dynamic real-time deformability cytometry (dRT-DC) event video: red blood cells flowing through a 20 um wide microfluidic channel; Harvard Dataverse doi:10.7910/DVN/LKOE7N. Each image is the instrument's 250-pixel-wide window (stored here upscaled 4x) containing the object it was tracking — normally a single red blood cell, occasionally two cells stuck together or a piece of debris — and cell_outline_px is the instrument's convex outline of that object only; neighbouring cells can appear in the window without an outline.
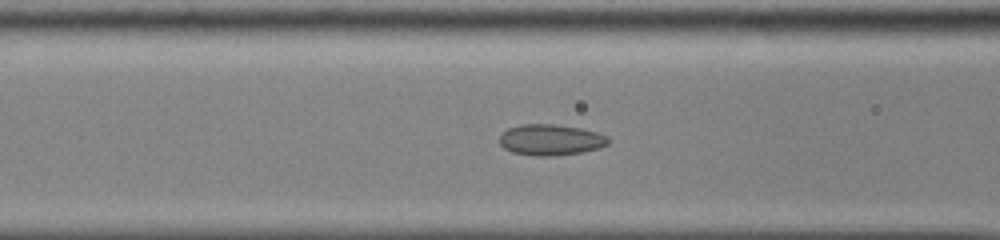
{"species": "common noctule bat (a hibernating species)", "species_latin": "Nyctalus noctula", "temperature_condition": "cold", "stored_images_in_passage": 54, "camera_frame_rate_fps": 3000, "um_per_image_px": 0.085, "animal": {"sex": "male", "body_mass_g": 13.0, "forearm_length_mm": 53.1}, "frame": {"image": 1, "passage_image": 23, "time_ms": 7.333, "image_size_px": [1000, 240], "cell_outline_px": [[608, 144], [596, 148], [580, 152], [552, 156], [536, 156], [512, 152], [504, 148], [500, 144], [500, 136], [508, 128], [520, 124], [552, 124], [580, 128], [596, 132], [608, 136]], "centroid_in_image_um": [46.77, 11.88], "position_along_channel_um": 119.8, "area_um2": 19.42}}
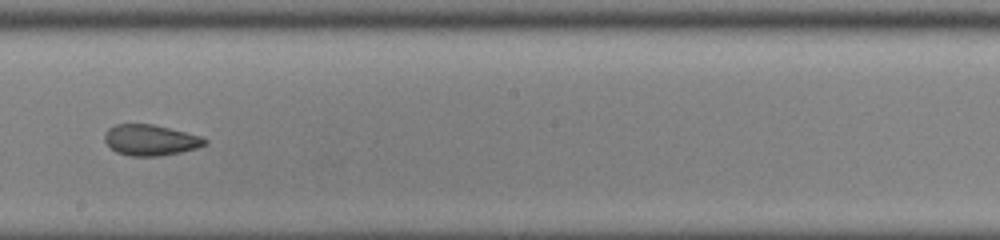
{"frame": {"image": 2, "passage_image": 32, "time_ms": 10.333, "image_size_px": [1000, 240], "cell_outline_px": [[208, 144], [196, 148], [180, 152], [160, 156], [128, 156], [116, 152], [104, 140], [104, 136], [108, 128], [116, 124], [152, 124], [200, 136], [208, 140]], "centroid_in_image_um": [12.78, 11.91], "position_along_channel_um": 235.4, "area_um2": 17.92}}
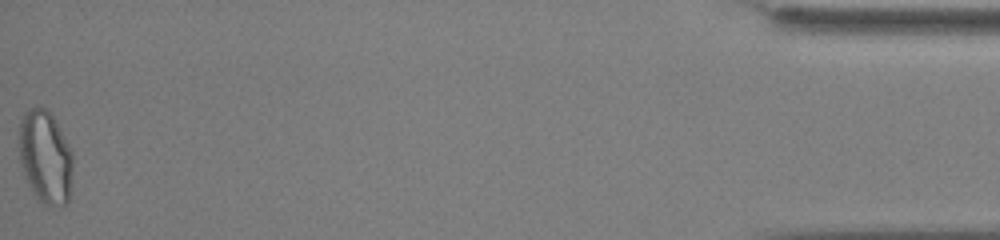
{"frame": {"image": 3, "passage_image": 54, "time_ms": 17.667, "image_size_px": [1000, 240], "cell_outline_px": [[72, 164], [68, 204], [44, 208], [32, 192], [24, 176], [20, 164], [20, 120], [24, 112], [28, 108], [40, 104], [52, 116], [68, 144], [72, 152]], "centroid_in_image_um": [3.83, 13.38], "position_along_channel_um": 431.4, "area_um2": 29.36}, "authors_computed_cell_mechanics": {"area_um2": 20.9525, "velocity_mm_per_s": 3.8592, "shape_relaxation_time_tau1_ms": null, "shape_relaxation_time_tau2_ms": 2.004, "deformation_change_tau1": null, "deformation_change_tau2": 0.0769}}